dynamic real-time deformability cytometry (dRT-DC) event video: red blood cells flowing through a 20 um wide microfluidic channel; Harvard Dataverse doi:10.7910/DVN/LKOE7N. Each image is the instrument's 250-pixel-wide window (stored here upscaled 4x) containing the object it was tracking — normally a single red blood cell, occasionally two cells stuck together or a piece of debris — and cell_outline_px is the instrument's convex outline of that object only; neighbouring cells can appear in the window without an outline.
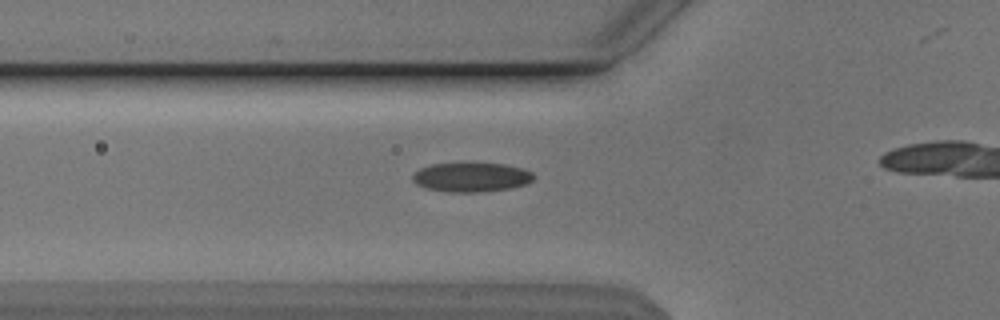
{"species": "Egyptian fruit bat (a non-hibernating species)", "species_latin": "Rousettus aegyptiacus", "temperature_condition": "cold", "stored_images_in_passage": 13, "camera_frame_rate_fps": 3000, "um_per_image_px": 0.085, "animal": {"sex": "male"}, "frame": {"image": 1, "passage_image": 8, "time_ms": 2.333, "image_size_px": [1000, 320], "cell_outline_px": [[536, 176], [528, 184], [512, 188], [480, 192], [448, 192], [424, 188], [416, 184], [412, 180], [412, 176], [420, 168], [432, 164], [504, 164], [524, 168], [532, 172]], "centroid_in_image_um": [40.09, 15.08], "position_along_channel_um": 85.7, "area_um2": 20.69}}